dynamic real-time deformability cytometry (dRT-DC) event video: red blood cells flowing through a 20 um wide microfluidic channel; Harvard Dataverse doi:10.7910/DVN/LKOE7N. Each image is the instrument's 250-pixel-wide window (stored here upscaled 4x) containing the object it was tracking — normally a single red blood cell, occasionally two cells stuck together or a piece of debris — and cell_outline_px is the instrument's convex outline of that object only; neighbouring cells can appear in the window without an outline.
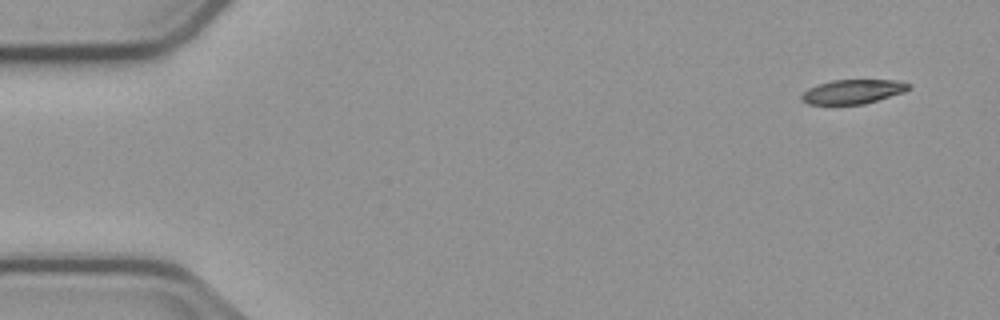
{"species": "common noctule bat (a hibernating species)", "species_latin": "Nyctalus noctula", "temperature_condition": "cold", "stored_images_in_passage": 6, "segment_of_instrument_passage": [1, 2], "camera_frame_rate_fps": 3000, "um_per_image_px": 0.085, "animal": {"sex": "male", "body_mass_g": 23.1, "forearm_length_mm": 52.7}, "frame": {"image": 1, "passage_image": 1, "time_ms": 0.0, "image_size_px": [1000, 320], "cell_outline_px": [[908, 88], [904, 92], [864, 104], [808, 104], [800, 100], [800, 96], [808, 88], [832, 80], [896, 80], [908, 84]], "centroid_in_image_um": [72.44, 7.79], "position_along_channel_um": 12.6, "area_um2": 14.91}}
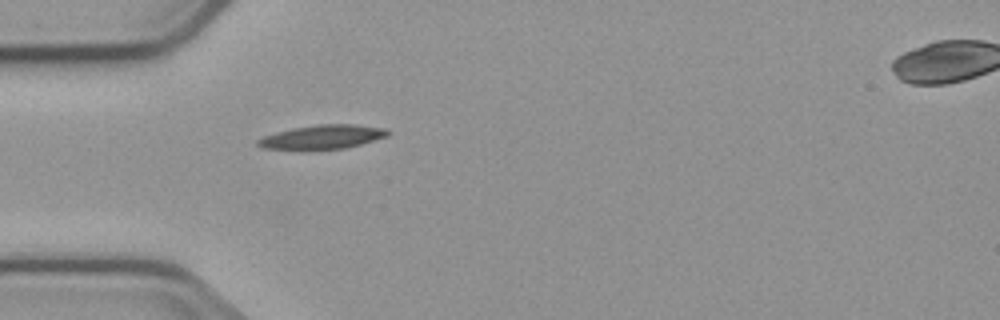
{"frame": {"image": 2, "passage_image": 5, "time_ms": 4.333, "image_size_px": [1000, 320], "cell_outline_px": [[392, 132], [388, 136], [360, 144], [344, 148], [264, 148], [256, 144], [256, 140], [264, 136], [276, 132], [292, 128], [316, 124], [356, 124], [384, 128]], "centroid_in_image_um": [27.45, 11.6], "position_along_channel_um": 57.5, "area_um2": 17.74}}